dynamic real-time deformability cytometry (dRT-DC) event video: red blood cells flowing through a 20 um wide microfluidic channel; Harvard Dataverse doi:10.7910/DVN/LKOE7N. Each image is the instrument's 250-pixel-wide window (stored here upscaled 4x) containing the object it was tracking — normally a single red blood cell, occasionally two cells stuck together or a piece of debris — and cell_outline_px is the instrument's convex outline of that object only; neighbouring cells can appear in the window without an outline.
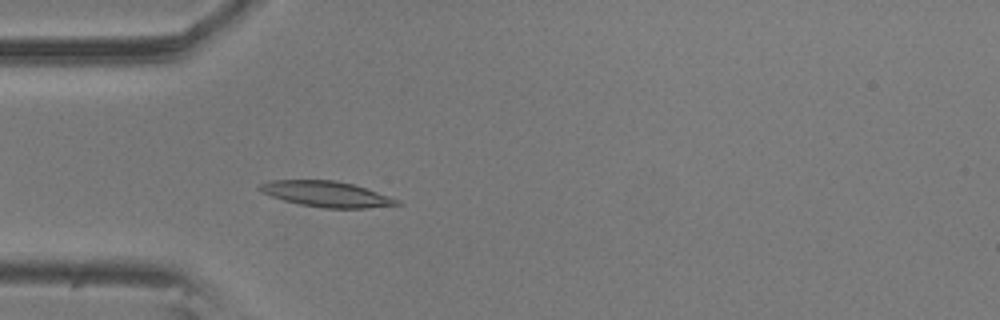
{"species": "common noctule bat (a hibernating species)", "species_latin": "Nyctalus noctula", "temperature_condition": "room temperature", "stored_images_in_passage": 57, "camera_frame_rate_fps": 3000, "um_per_image_px": 0.085, "animal": {"sex": "male", "body_mass_g": 20.5, "forearm_length_mm": 52.5}, "frame": {"image": 1, "passage_image": 17, "time_ms": 5.333, "image_size_px": [1000, 320], "cell_outline_px": [[404, 204], [368, 208], [320, 208], [300, 204], [284, 200], [260, 192], [256, 188], [260, 184], [272, 180], [336, 180], [352, 184], [400, 200]], "centroid_in_image_um": [27.73, 16.5], "position_along_channel_um": 57.3, "area_um2": 20.46}}
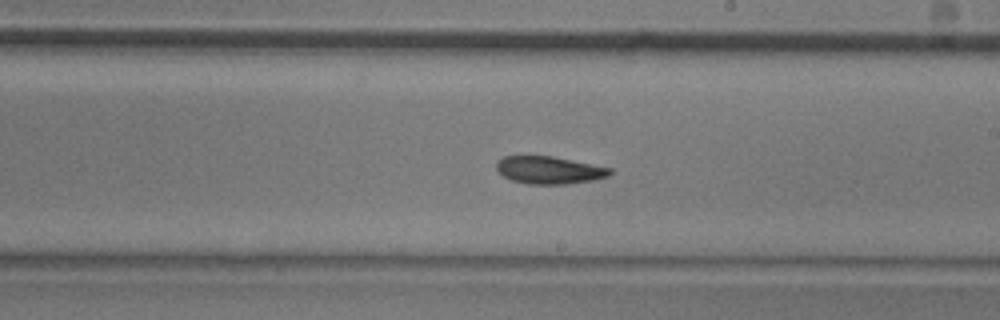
{"frame": {"image": 2, "passage_image": 33, "time_ms": 10.667, "image_size_px": [1000, 320], "cell_outline_px": [[612, 172], [608, 176], [596, 180], [568, 184], [528, 184], [512, 180], [504, 176], [496, 168], [496, 160], [504, 156], [552, 156], [612, 168]], "centroid_in_image_um": [46.7, 14.46], "position_along_channel_um": 242.3, "area_um2": 18.26}}
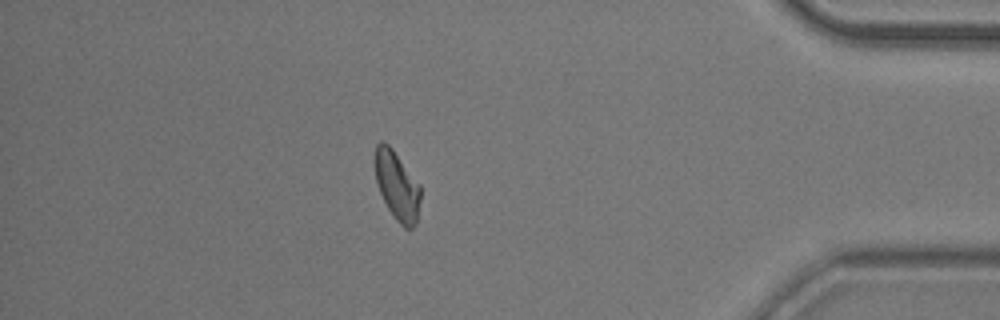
{"frame": {"image": 3, "passage_image": 50, "time_ms": 16.333, "image_size_px": [1000, 320], "cell_outline_px": [[420, 200], [416, 224], [412, 228], [404, 228], [396, 220], [388, 208], [380, 192], [376, 180], [372, 160], [376, 144], [380, 140], [384, 140], [392, 148], [420, 184]], "centroid_in_image_um": [33.71, 15.73], "position_along_channel_um": 401.5, "area_um2": 18.55}, "authors_computed_cell_mechanics": {"area_um2": 18.9584, "velocity_mm_per_s": 3.5299, "shape_relaxation_time_tau1_ms": 5.9419, "shape_relaxation_time_tau2_ms": 7.3651, "deformation_change_tau1": 0.1523, "deformation_change_tau2": 0.1437}}